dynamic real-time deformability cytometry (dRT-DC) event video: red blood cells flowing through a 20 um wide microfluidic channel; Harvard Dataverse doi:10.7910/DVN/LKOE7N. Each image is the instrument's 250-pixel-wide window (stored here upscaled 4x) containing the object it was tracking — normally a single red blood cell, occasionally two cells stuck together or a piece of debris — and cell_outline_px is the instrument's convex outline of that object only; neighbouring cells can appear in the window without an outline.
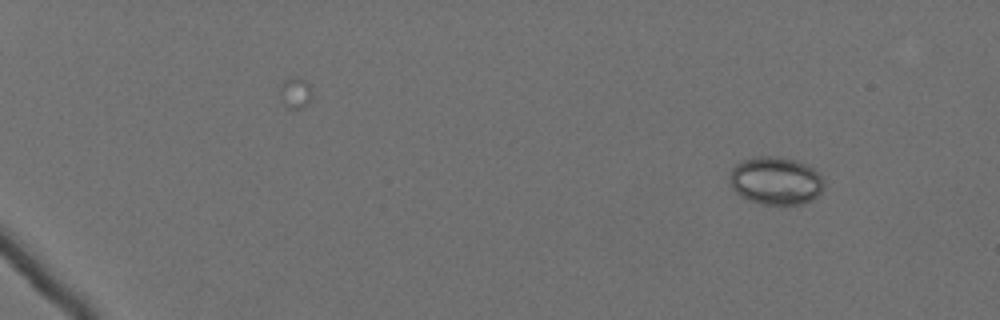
{"species": "Egyptian fruit bat (a non-hibernating species)", "species_latin": "Rousettus aegyptiacus", "temperature_condition": "cold", "stored_images_in_passage": 55, "camera_frame_rate_fps": 3000, "um_per_image_px": 0.085, "animal": {"sex": "female"}, "frame": {"image": 1, "passage_image": 1, "time_ms": 0.0, "image_size_px": [1000, 320], "cell_outline_px": [[824, 188], [812, 200], [800, 204], [760, 204], [740, 196], [732, 188], [732, 168], [740, 160], [756, 156], [780, 156], [796, 160], [812, 168], [824, 180]], "centroid_in_image_um": [65.94, 15.35], "position_along_channel_um": 19.1, "area_um2": 26.18}}
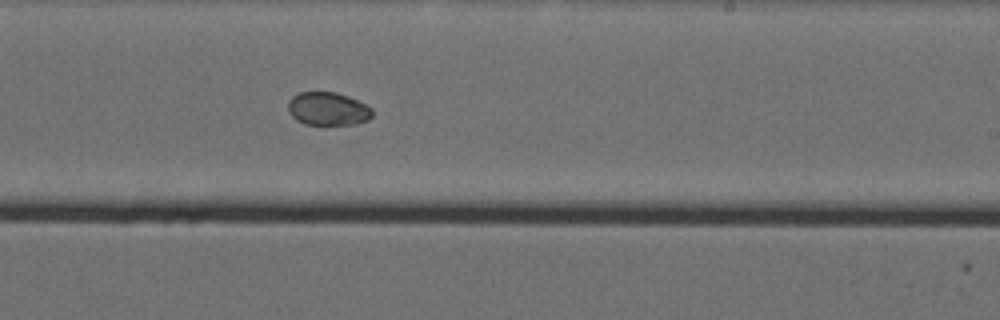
{"frame": {"image": 2, "passage_image": 35, "time_ms": 11.333, "image_size_px": [1000, 320], "cell_outline_px": [[372, 116], [368, 120], [356, 124], [304, 124], [296, 120], [288, 112], [288, 100], [292, 96], [300, 92], [336, 92], [348, 96], [372, 108]], "centroid_in_image_um": [27.85, 9.25], "position_along_channel_um": 261.2, "area_um2": 16.3}}
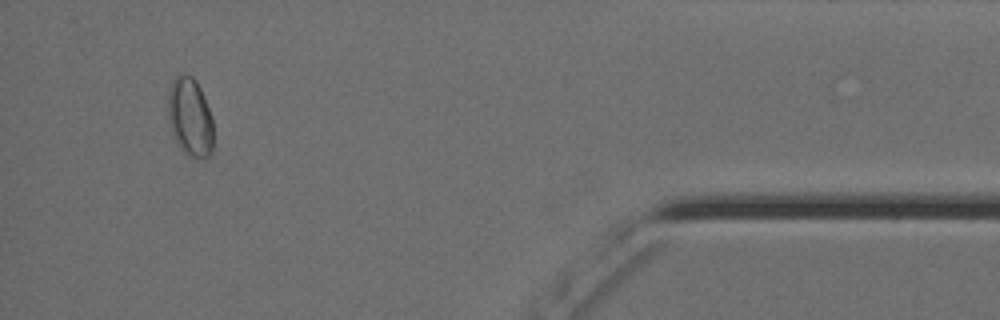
{"frame": {"image": 3, "passage_image": 52, "time_ms": 17.0, "image_size_px": [1000, 320], "cell_outline_px": [[212, 152], [208, 156], [196, 160], [184, 152], [180, 148], [172, 132], [168, 120], [168, 88], [176, 72], [180, 72], [192, 76], [196, 80], [204, 96], [212, 120]], "centroid_in_image_um": [16.13, 9.91], "position_along_channel_um": 419.1, "area_um2": 21.04}, "authors_computed_cell_mechanics": {"area_um2": 18.6116, "velocity_mm_per_s": 3.5495, "shape_relaxation_time_tau1_ms": null, "shape_relaxation_time_tau2_ms": 3.0556, "deformation_change_tau1": null, "deformation_change_tau2": 0.0256}}